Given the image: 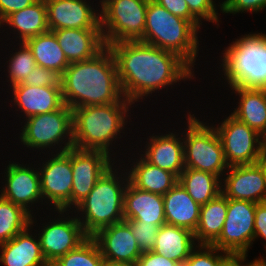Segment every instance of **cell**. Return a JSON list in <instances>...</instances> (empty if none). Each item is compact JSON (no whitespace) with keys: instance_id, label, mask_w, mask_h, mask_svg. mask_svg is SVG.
<instances>
[{"instance_id":"obj_21","label":"cell","mask_w":266,"mask_h":266,"mask_svg":"<svg viewBox=\"0 0 266 266\" xmlns=\"http://www.w3.org/2000/svg\"><path fill=\"white\" fill-rule=\"evenodd\" d=\"M124 220L162 226L166 224L163 195L137 189L130 182L124 192Z\"/></svg>"},{"instance_id":"obj_50","label":"cell","mask_w":266,"mask_h":266,"mask_svg":"<svg viewBox=\"0 0 266 266\" xmlns=\"http://www.w3.org/2000/svg\"><path fill=\"white\" fill-rule=\"evenodd\" d=\"M261 34H262V36H263V38H264V41H265V43H266V34H263L262 32H261Z\"/></svg>"},{"instance_id":"obj_31","label":"cell","mask_w":266,"mask_h":266,"mask_svg":"<svg viewBox=\"0 0 266 266\" xmlns=\"http://www.w3.org/2000/svg\"><path fill=\"white\" fill-rule=\"evenodd\" d=\"M24 43L32 51L36 64L40 67L55 70L62 75L70 65L52 31L29 38Z\"/></svg>"},{"instance_id":"obj_32","label":"cell","mask_w":266,"mask_h":266,"mask_svg":"<svg viewBox=\"0 0 266 266\" xmlns=\"http://www.w3.org/2000/svg\"><path fill=\"white\" fill-rule=\"evenodd\" d=\"M31 214L0 195V244L6 243L30 225Z\"/></svg>"},{"instance_id":"obj_44","label":"cell","mask_w":266,"mask_h":266,"mask_svg":"<svg viewBox=\"0 0 266 266\" xmlns=\"http://www.w3.org/2000/svg\"><path fill=\"white\" fill-rule=\"evenodd\" d=\"M248 255H241V266H266V260L265 258H256L251 262H246V264L244 263L247 259Z\"/></svg>"},{"instance_id":"obj_1","label":"cell","mask_w":266,"mask_h":266,"mask_svg":"<svg viewBox=\"0 0 266 266\" xmlns=\"http://www.w3.org/2000/svg\"><path fill=\"white\" fill-rule=\"evenodd\" d=\"M106 46L114 56L122 95L132 104L181 80L196 78L193 68L177 54L154 45L138 40Z\"/></svg>"},{"instance_id":"obj_26","label":"cell","mask_w":266,"mask_h":266,"mask_svg":"<svg viewBox=\"0 0 266 266\" xmlns=\"http://www.w3.org/2000/svg\"><path fill=\"white\" fill-rule=\"evenodd\" d=\"M194 233L189 229L164 224L160 226L153 252L178 262L183 266L185 260L196 247Z\"/></svg>"},{"instance_id":"obj_15","label":"cell","mask_w":266,"mask_h":266,"mask_svg":"<svg viewBox=\"0 0 266 266\" xmlns=\"http://www.w3.org/2000/svg\"><path fill=\"white\" fill-rule=\"evenodd\" d=\"M35 169V170H34ZM4 186L0 190V195L14 204L23 207L31 215H34L31 205L42 202L40 175L38 168L20 164L19 162H10L5 168ZM35 204V205H34Z\"/></svg>"},{"instance_id":"obj_9","label":"cell","mask_w":266,"mask_h":266,"mask_svg":"<svg viewBox=\"0 0 266 266\" xmlns=\"http://www.w3.org/2000/svg\"><path fill=\"white\" fill-rule=\"evenodd\" d=\"M148 1L99 0L104 44L140 40L144 36Z\"/></svg>"},{"instance_id":"obj_30","label":"cell","mask_w":266,"mask_h":266,"mask_svg":"<svg viewBox=\"0 0 266 266\" xmlns=\"http://www.w3.org/2000/svg\"><path fill=\"white\" fill-rule=\"evenodd\" d=\"M178 183L198 204L204 205L222 193V179L210 172L184 169Z\"/></svg>"},{"instance_id":"obj_22","label":"cell","mask_w":266,"mask_h":266,"mask_svg":"<svg viewBox=\"0 0 266 266\" xmlns=\"http://www.w3.org/2000/svg\"><path fill=\"white\" fill-rule=\"evenodd\" d=\"M34 217L31 216L30 225L25 230L6 243L0 244V262L5 266H45L47 264L41 252L39 238L37 234H32V225L36 220Z\"/></svg>"},{"instance_id":"obj_25","label":"cell","mask_w":266,"mask_h":266,"mask_svg":"<svg viewBox=\"0 0 266 266\" xmlns=\"http://www.w3.org/2000/svg\"><path fill=\"white\" fill-rule=\"evenodd\" d=\"M163 202L166 224L195 232L201 205L196 203L179 183L163 195Z\"/></svg>"},{"instance_id":"obj_40","label":"cell","mask_w":266,"mask_h":266,"mask_svg":"<svg viewBox=\"0 0 266 266\" xmlns=\"http://www.w3.org/2000/svg\"><path fill=\"white\" fill-rule=\"evenodd\" d=\"M170 13L182 19L189 20L198 30L201 23L191 14L185 0H154Z\"/></svg>"},{"instance_id":"obj_8","label":"cell","mask_w":266,"mask_h":266,"mask_svg":"<svg viewBox=\"0 0 266 266\" xmlns=\"http://www.w3.org/2000/svg\"><path fill=\"white\" fill-rule=\"evenodd\" d=\"M24 120L19 135L20 143L22 142L24 147L44 151L47 148L52 151L58 147L56 153L74 147L72 109L67 105L64 104L56 111L33 115Z\"/></svg>"},{"instance_id":"obj_23","label":"cell","mask_w":266,"mask_h":266,"mask_svg":"<svg viewBox=\"0 0 266 266\" xmlns=\"http://www.w3.org/2000/svg\"><path fill=\"white\" fill-rule=\"evenodd\" d=\"M69 63L88 60L106 45L101 29L52 30Z\"/></svg>"},{"instance_id":"obj_29","label":"cell","mask_w":266,"mask_h":266,"mask_svg":"<svg viewBox=\"0 0 266 266\" xmlns=\"http://www.w3.org/2000/svg\"><path fill=\"white\" fill-rule=\"evenodd\" d=\"M228 199L221 193L201 205L198 226L194 232L197 245H212L220 236L226 219Z\"/></svg>"},{"instance_id":"obj_13","label":"cell","mask_w":266,"mask_h":266,"mask_svg":"<svg viewBox=\"0 0 266 266\" xmlns=\"http://www.w3.org/2000/svg\"><path fill=\"white\" fill-rule=\"evenodd\" d=\"M50 159L44 158L43 164L39 163L41 193L44 204L53 206L54 210L71 209V191L73 172L71 167V148L65 152L51 155ZM47 201V202H46Z\"/></svg>"},{"instance_id":"obj_49","label":"cell","mask_w":266,"mask_h":266,"mask_svg":"<svg viewBox=\"0 0 266 266\" xmlns=\"http://www.w3.org/2000/svg\"><path fill=\"white\" fill-rule=\"evenodd\" d=\"M45 266H57L54 263H47Z\"/></svg>"},{"instance_id":"obj_41","label":"cell","mask_w":266,"mask_h":266,"mask_svg":"<svg viewBox=\"0 0 266 266\" xmlns=\"http://www.w3.org/2000/svg\"><path fill=\"white\" fill-rule=\"evenodd\" d=\"M136 264L137 266H181L178 262L153 251L142 252Z\"/></svg>"},{"instance_id":"obj_36","label":"cell","mask_w":266,"mask_h":266,"mask_svg":"<svg viewBox=\"0 0 266 266\" xmlns=\"http://www.w3.org/2000/svg\"><path fill=\"white\" fill-rule=\"evenodd\" d=\"M124 222L131 228L141 252L152 251L160 226L136 220H124Z\"/></svg>"},{"instance_id":"obj_4","label":"cell","mask_w":266,"mask_h":266,"mask_svg":"<svg viewBox=\"0 0 266 266\" xmlns=\"http://www.w3.org/2000/svg\"><path fill=\"white\" fill-rule=\"evenodd\" d=\"M115 163L117 162H113L96 181L87 197L74 210H70V213L78 212L76 217L88 237H92L105 227L124 221V192L129 177L127 172L124 174L120 171V168L124 167L117 166L118 169Z\"/></svg>"},{"instance_id":"obj_42","label":"cell","mask_w":266,"mask_h":266,"mask_svg":"<svg viewBox=\"0 0 266 266\" xmlns=\"http://www.w3.org/2000/svg\"><path fill=\"white\" fill-rule=\"evenodd\" d=\"M260 236L266 241V201L256 203L254 241ZM264 245L266 249V242Z\"/></svg>"},{"instance_id":"obj_18","label":"cell","mask_w":266,"mask_h":266,"mask_svg":"<svg viewBox=\"0 0 266 266\" xmlns=\"http://www.w3.org/2000/svg\"><path fill=\"white\" fill-rule=\"evenodd\" d=\"M92 238L106 262L135 264L142 255L131 228L124 221L99 230Z\"/></svg>"},{"instance_id":"obj_5","label":"cell","mask_w":266,"mask_h":266,"mask_svg":"<svg viewBox=\"0 0 266 266\" xmlns=\"http://www.w3.org/2000/svg\"><path fill=\"white\" fill-rule=\"evenodd\" d=\"M199 30L189 21L173 15L154 0L148 1L144 43L177 54L191 68L199 53Z\"/></svg>"},{"instance_id":"obj_24","label":"cell","mask_w":266,"mask_h":266,"mask_svg":"<svg viewBox=\"0 0 266 266\" xmlns=\"http://www.w3.org/2000/svg\"><path fill=\"white\" fill-rule=\"evenodd\" d=\"M229 88L239 97L231 115L263 137L266 134V88Z\"/></svg>"},{"instance_id":"obj_47","label":"cell","mask_w":266,"mask_h":266,"mask_svg":"<svg viewBox=\"0 0 266 266\" xmlns=\"http://www.w3.org/2000/svg\"><path fill=\"white\" fill-rule=\"evenodd\" d=\"M104 266H137V264H119L106 262Z\"/></svg>"},{"instance_id":"obj_20","label":"cell","mask_w":266,"mask_h":266,"mask_svg":"<svg viewBox=\"0 0 266 266\" xmlns=\"http://www.w3.org/2000/svg\"><path fill=\"white\" fill-rule=\"evenodd\" d=\"M10 89L13 97L10 102L21 109L23 119L56 111L64 105L61 86L36 87L19 83Z\"/></svg>"},{"instance_id":"obj_6","label":"cell","mask_w":266,"mask_h":266,"mask_svg":"<svg viewBox=\"0 0 266 266\" xmlns=\"http://www.w3.org/2000/svg\"><path fill=\"white\" fill-rule=\"evenodd\" d=\"M222 55L220 67L229 87L266 88V43L261 33L242 35Z\"/></svg>"},{"instance_id":"obj_45","label":"cell","mask_w":266,"mask_h":266,"mask_svg":"<svg viewBox=\"0 0 266 266\" xmlns=\"http://www.w3.org/2000/svg\"><path fill=\"white\" fill-rule=\"evenodd\" d=\"M221 266H241V255H230Z\"/></svg>"},{"instance_id":"obj_11","label":"cell","mask_w":266,"mask_h":266,"mask_svg":"<svg viewBox=\"0 0 266 266\" xmlns=\"http://www.w3.org/2000/svg\"><path fill=\"white\" fill-rule=\"evenodd\" d=\"M219 124L217 127L214 125V128L220 138L227 165L256 164L263 147V137L230 114Z\"/></svg>"},{"instance_id":"obj_34","label":"cell","mask_w":266,"mask_h":266,"mask_svg":"<svg viewBox=\"0 0 266 266\" xmlns=\"http://www.w3.org/2000/svg\"><path fill=\"white\" fill-rule=\"evenodd\" d=\"M19 45V49L13 52L10 56L7 67L6 76L9 78L7 81L10 84L8 86L12 87L16 84L22 83L25 78L32 72L34 67H36V61L32 54V51L28 48V46L24 42L17 43Z\"/></svg>"},{"instance_id":"obj_27","label":"cell","mask_w":266,"mask_h":266,"mask_svg":"<svg viewBox=\"0 0 266 266\" xmlns=\"http://www.w3.org/2000/svg\"><path fill=\"white\" fill-rule=\"evenodd\" d=\"M130 165L131 169H126L129 182L137 189L165 195L178 183L172 172L150 164L141 155Z\"/></svg>"},{"instance_id":"obj_37","label":"cell","mask_w":266,"mask_h":266,"mask_svg":"<svg viewBox=\"0 0 266 266\" xmlns=\"http://www.w3.org/2000/svg\"><path fill=\"white\" fill-rule=\"evenodd\" d=\"M61 78L59 72L36 65L21 84L36 87L61 86Z\"/></svg>"},{"instance_id":"obj_33","label":"cell","mask_w":266,"mask_h":266,"mask_svg":"<svg viewBox=\"0 0 266 266\" xmlns=\"http://www.w3.org/2000/svg\"><path fill=\"white\" fill-rule=\"evenodd\" d=\"M105 263L98 244L92 237L54 262L57 266H104Z\"/></svg>"},{"instance_id":"obj_17","label":"cell","mask_w":266,"mask_h":266,"mask_svg":"<svg viewBox=\"0 0 266 266\" xmlns=\"http://www.w3.org/2000/svg\"><path fill=\"white\" fill-rule=\"evenodd\" d=\"M226 172L222 178V194L227 199L266 201V179L257 163L230 166Z\"/></svg>"},{"instance_id":"obj_43","label":"cell","mask_w":266,"mask_h":266,"mask_svg":"<svg viewBox=\"0 0 266 266\" xmlns=\"http://www.w3.org/2000/svg\"><path fill=\"white\" fill-rule=\"evenodd\" d=\"M37 0H0V20L3 21L13 12L34 4Z\"/></svg>"},{"instance_id":"obj_28","label":"cell","mask_w":266,"mask_h":266,"mask_svg":"<svg viewBox=\"0 0 266 266\" xmlns=\"http://www.w3.org/2000/svg\"><path fill=\"white\" fill-rule=\"evenodd\" d=\"M2 24L13 28V35L17 33L18 42H25L29 38L48 32L45 0H37L34 4L11 13Z\"/></svg>"},{"instance_id":"obj_19","label":"cell","mask_w":266,"mask_h":266,"mask_svg":"<svg viewBox=\"0 0 266 266\" xmlns=\"http://www.w3.org/2000/svg\"><path fill=\"white\" fill-rule=\"evenodd\" d=\"M176 132L168 131V134L149 136L145 150L140 155L150 164L163 170L172 172L177 178L185 169L184 145L182 134L179 137Z\"/></svg>"},{"instance_id":"obj_46","label":"cell","mask_w":266,"mask_h":266,"mask_svg":"<svg viewBox=\"0 0 266 266\" xmlns=\"http://www.w3.org/2000/svg\"><path fill=\"white\" fill-rule=\"evenodd\" d=\"M257 165L262 169L264 177L266 179V150L263 147L258 156Z\"/></svg>"},{"instance_id":"obj_16","label":"cell","mask_w":266,"mask_h":266,"mask_svg":"<svg viewBox=\"0 0 266 266\" xmlns=\"http://www.w3.org/2000/svg\"><path fill=\"white\" fill-rule=\"evenodd\" d=\"M49 31L101 29L100 10L87 0H45ZM89 3V4H88ZM97 11V12H96Z\"/></svg>"},{"instance_id":"obj_14","label":"cell","mask_w":266,"mask_h":266,"mask_svg":"<svg viewBox=\"0 0 266 266\" xmlns=\"http://www.w3.org/2000/svg\"><path fill=\"white\" fill-rule=\"evenodd\" d=\"M116 162L115 158L101 150H81L71 148V167L73 184L71 191V210H73L92 191L96 181Z\"/></svg>"},{"instance_id":"obj_10","label":"cell","mask_w":266,"mask_h":266,"mask_svg":"<svg viewBox=\"0 0 266 266\" xmlns=\"http://www.w3.org/2000/svg\"><path fill=\"white\" fill-rule=\"evenodd\" d=\"M256 203L228 199L222 232L212 246L231 255H247L254 241Z\"/></svg>"},{"instance_id":"obj_35","label":"cell","mask_w":266,"mask_h":266,"mask_svg":"<svg viewBox=\"0 0 266 266\" xmlns=\"http://www.w3.org/2000/svg\"><path fill=\"white\" fill-rule=\"evenodd\" d=\"M230 255L212 245H196L183 266H221Z\"/></svg>"},{"instance_id":"obj_2","label":"cell","mask_w":266,"mask_h":266,"mask_svg":"<svg viewBox=\"0 0 266 266\" xmlns=\"http://www.w3.org/2000/svg\"><path fill=\"white\" fill-rule=\"evenodd\" d=\"M61 91L71 109L117 103L123 95L109 47L88 60L70 63L62 74Z\"/></svg>"},{"instance_id":"obj_7","label":"cell","mask_w":266,"mask_h":266,"mask_svg":"<svg viewBox=\"0 0 266 266\" xmlns=\"http://www.w3.org/2000/svg\"><path fill=\"white\" fill-rule=\"evenodd\" d=\"M187 115V130L182 133L185 169L210 172L222 179L229 166L213 124L200 121L190 112Z\"/></svg>"},{"instance_id":"obj_39","label":"cell","mask_w":266,"mask_h":266,"mask_svg":"<svg viewBox=\"0 0 266 266\" xmlns=\"http://www.w3.org/2000/svg\"><path fill=\"white\" fill-rule=\"evenodd\" d=\"M219 4L220 12L233 15L248 11L257 13L266 8V0H224L221 3L219 2Z\"/></svg>"},{"instance_id":"obj_3","label":"cell","mask_w":266,"mask_h":266,"mask_svg":"<svg viewBox=\"0 0 266 266\" xmlns=\"http://www.w3.org/2000/svg\"><path fill=\"white\" fill-rule=\"evenodd\" d=\"M132 105L122 97L117 103L72 109L74 147L81 150H101L112 156V143L122 137L120 133H125L122 131L127 125Z\"/></svg>"},{"instance_id":"obj_48","label":"cell","mask_w":266,"mask_h":266,"mask_svg":"<svg viewBox=\"0 0 266 266\" xmlns=\"http://www.w3.org/2000/svg\"><path fill=\"white\" fill-rule=\"evenodd\" d=\"M263 148L266 150V134L263 136Z\"/></svg>"},{"instance_id":"obj_12","label":"cell","mask_w":266,"mask_h":266,"mask_svg":"<svg viewBox=\"0 0 266 266\" xmlns=\"http://www.w3.org/2000/svg\"><path fill=\"white\" fill-rule=\"evenodd\" d=\"M53 211L58 212L59 218H53L48 223H42V229L37 233L41 252L47 263L56 262L69 251L76 249L88 238L77 217L69 215V210Z\"/></svg>"},{"instance_id":"obj_38","label":"cell","mask_w":266,"mask_h":266,"mask_svg":"<svg viewBox=\"0 0 266 266\" xmlns=\"http://www.w3.org/2000/svg\"><path fill=\"white\" fill-rule=\"evenodd\" d=\"M191 14L202 24V20L217 24L218 11L214 0H185Z\"/></svg>"}]
</instances>
